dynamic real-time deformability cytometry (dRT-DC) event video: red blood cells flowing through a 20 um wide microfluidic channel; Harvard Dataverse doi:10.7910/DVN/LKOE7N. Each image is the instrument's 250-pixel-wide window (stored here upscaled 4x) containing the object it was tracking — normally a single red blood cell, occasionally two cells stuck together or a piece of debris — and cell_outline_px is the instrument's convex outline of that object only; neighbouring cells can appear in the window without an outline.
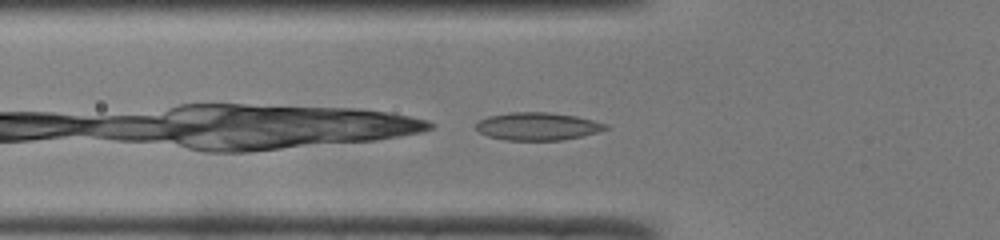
{"species": "common noctule bat (a hibernating species)", "species_latin": "Nyctalus noctula", "temperature_condition": "room temperature", "stored_images_in_passage": 8, "camera_frame_rate_fps": 3000, "um_per_image_px": 0.085, "animal": {"sex": "male", "body_mass_g": 19.0, "forearm_length_mm": 50.8}, "frame": {"image": 1, "passage_image": 2, "time_ms": 0.333, "image_size_px": [1000, 240], "cell_outline_px": [[612, 128], [580, 136], [560, 140], [504, 140], [488, 136], [480, 132], [476, 128], [476, 124], [480, 120], [488, 116], [508, 112], [548, 112], [576, 116], [608, 124]], "centroid_in_image_um": [45.7, 10.73], "position_along_channel_um": 80.1, "area_um2": 20.92}}
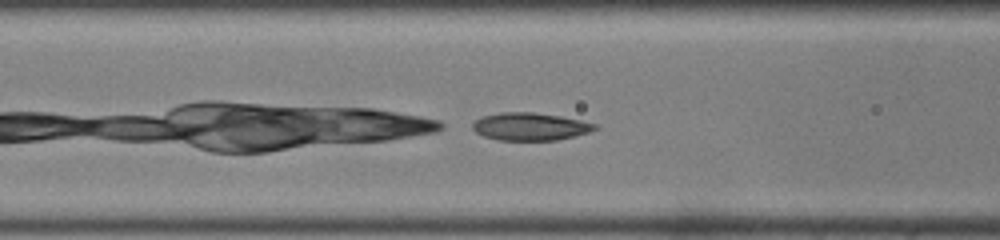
{"frame": {"image": 2, "passage_image": 5, "time_ms": 1.333, "image_size_px": [1000, 240], "cell_outline_px": [[596, 128], [588, 132], [556, 140], [500, 140], [484, 136], [476, 132], [472, 128], [472, 124], [476, 120], [484, 116], [500, 112], [532, 112], [560, 116], [580, 120], [596, 124]], "centroid_in_image_um": [45.03, 10.75], "position_along_channel_um": 121.6, "area_um2": 19.42}}
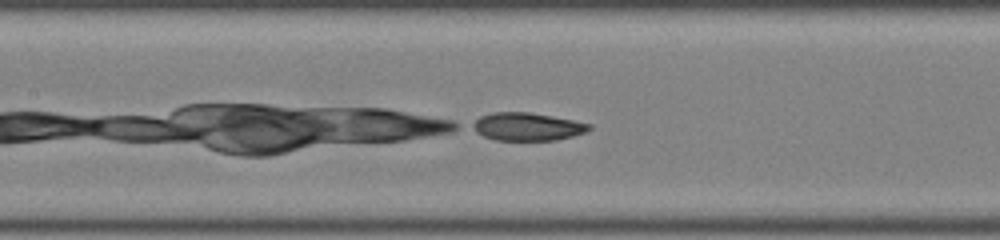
{"frame": {"image": 3, "passage_image": 8, "time_ms": 2.333, "image_size_px": [1000, 240], "cell_outline_px": [[592, 128], [584, 132], [572, 136], [556, 140], [496, 140], [484, 136], [468, 128], [468, 124], [480, 116], [492, 112], [528, 112], [552, 116], [592, 124]], "centroid_in_image_um": [44.73, 10.76], "position_along_channel_um": 162.7, "area_um2": 19.13}}